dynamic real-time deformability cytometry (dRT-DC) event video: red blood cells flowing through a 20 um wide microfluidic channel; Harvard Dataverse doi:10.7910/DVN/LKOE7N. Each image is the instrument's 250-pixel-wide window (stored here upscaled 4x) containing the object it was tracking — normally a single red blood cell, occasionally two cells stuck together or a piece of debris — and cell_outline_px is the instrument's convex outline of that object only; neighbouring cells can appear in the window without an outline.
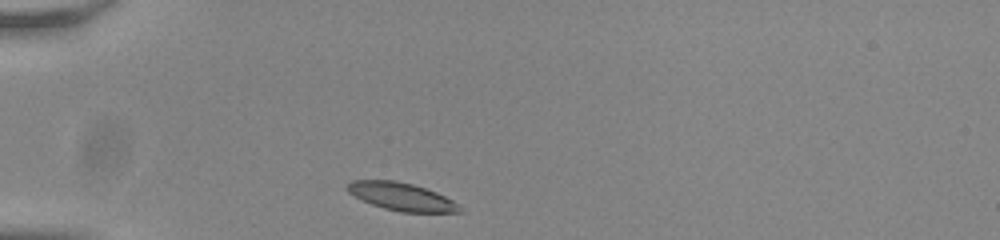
{"species": "common noctule bat (a hibernating species)", "species_latin": "Nyctalus noctula", "temperature_condition": "room temperature", "stored_images_in_passage": 33, "camera_frame_rate_fps": 3000, "um_per_image_px": 0.085, "animal": {"sex": "male", "body_mass_g": 20.0, "forearm_length_mm": 53.3}, "frame": {"image": 1, "passage_image": 1, "time_ms": 0.0, "image_size_px": [1000, 240], "cell_outline_px": [[464, 212], [400, 212], [384, 208], [360, 200], [348, 192], [344, 188], [344, 184], [352, 180], [396, 180], [412, 184], [436, 192], [460, 204]], "centroid_in_image_um": [34.08, 16.71], "position_along_channel_um": 50.9, "area_um2": 18.44}}
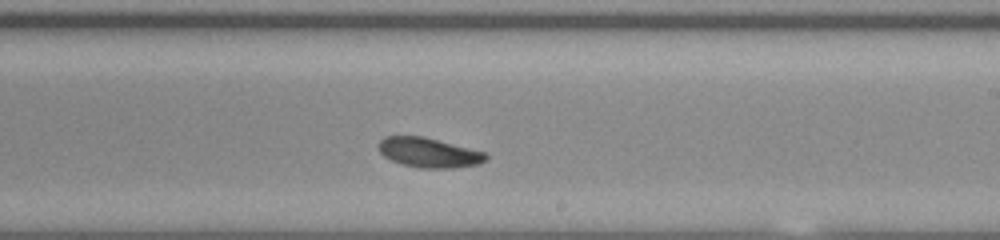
{"frame": {"image": 2, "passage_image": 19, "time_ms": 6.0, "image_size_px": [1000, 240], "cell_outline_px": [[488, 160], [480, 164], [452, 168], [420, 168], [400, 164], [384, 156], [380, 152], [380, 140], [384, 136], [420, 136], [488, 152]], "centroid_in_image_um": [36.51, 12.98], "position_along_channel_um": 252.5, "area_um2": 18.61}}
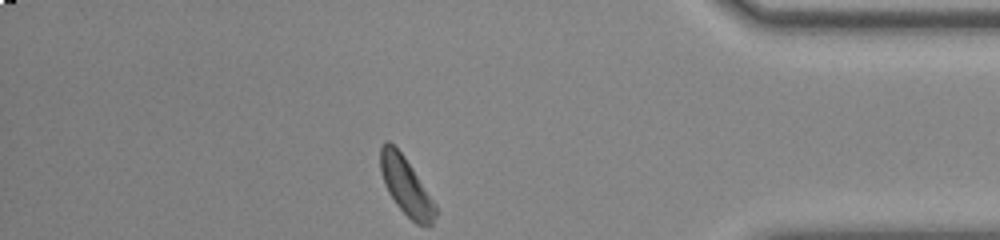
{"frame": {"image": 3, "passage_image": 33, "time_ms": 10.667, "image_size_px": [1000, 240], "cell_outline_px": [[436, 216], [432, 224], [416, 224], [396, 204], [388, 192], [380, 172], [380, 144], [384, 140], [388, 140], [404, 156], [436, 204]], "centroid_in_image_um": [34.48, 15.79], "position_along_channel_um": 400.7, "area_um2": 18.26}, "authors_computed_cell_mechanics": {"area_um2": 18.9584, "velocity_mm_per_s": 3.7575, "shape_relaxation_time_tau1_ms": 2.8451, "shape_relaxation_time_tau2_ms": 6.4756, "deformation_change_tau1": 0.0809, "deformation_change_tau2": 0.1278}}